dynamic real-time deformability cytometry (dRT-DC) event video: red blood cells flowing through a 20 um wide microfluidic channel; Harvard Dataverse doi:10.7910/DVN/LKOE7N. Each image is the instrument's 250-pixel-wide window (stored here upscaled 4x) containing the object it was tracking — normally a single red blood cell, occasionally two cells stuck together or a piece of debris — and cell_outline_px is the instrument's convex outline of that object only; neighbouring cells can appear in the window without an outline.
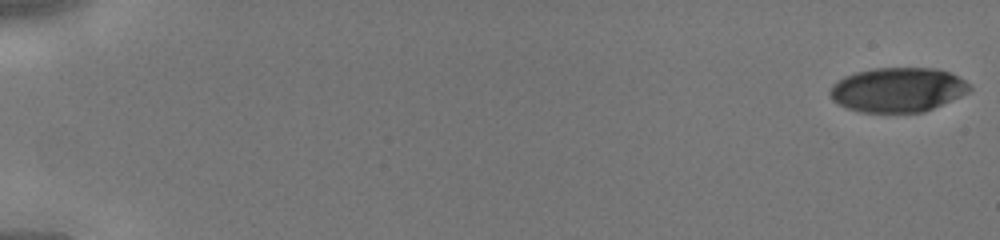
{"species": "human", "species_latin": "Homo sapiens", "temperature_condition": "cold", "stored_images_in_passage": 31, "camera_frame_rate_fps": 3000, "um_per_image_px": 0.085, "donor": {"sex": "male"}, "frame": {"image": 1, "passage_image": 1, "time_ms": 0.0, "image_size_px": [1000, 240], "cell_outline_px": [[972, 88], [968, 92], [960, 96], [924, 112], [860, 112], [848, 108], [832, 100], [828, 92], [832, 84], [836, 80], [844, 76], [856, 72], [876, 68], [936, 68], [948, 72], [964, 80]], "centroid_in_image_um": [76.27, 7.63], "position_along_channel_um": 8.7, "area_um2": 36.07}}
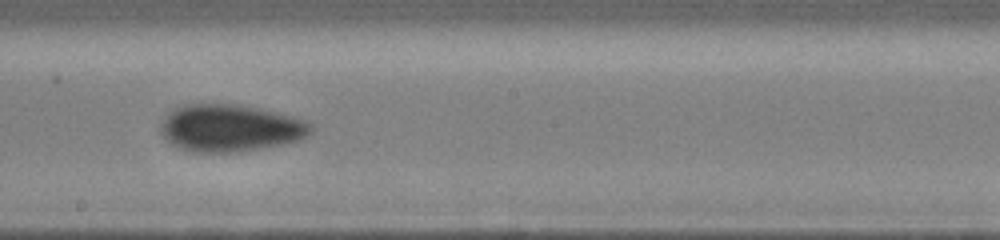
{"frame": {"image": 2, "passage_image": 16, "time_ms": 5.0, "image_size_px": [1000, 240], "cell_outline_px": [[312, 132], [308, 136], [300, 140], [264, 148], [240, 152], [188, 152], [172, 144], [160, 132], [160, 124], [168, 112], [172, 108], [188, 104], [240, 104], [260, 108], [292, 116], [304, 120], [312, 124]], "centroid_in_image_um": [19.57, 10.88], "position_along_channel_um": 228.6, "area_um2": 41.67}}
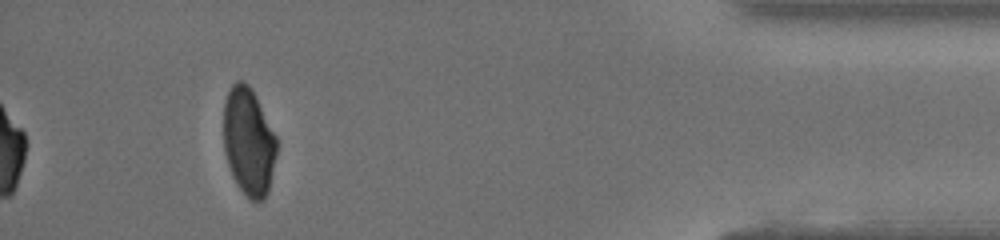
{"frame": {"image": 3, "passage_image": 31, "time_ms": 10.0, "image_size_px": [1000, 240], "cell_outline_px": [[276, 156], [268, 192], [264, 200], [252, 200], [240, 188], [232, 176], [224, 152], [224, 100], [232, 84], [236, 80], [244, 80], [252, 88], [276, 136]], "centroid_in_image_um": [21.13, 12.0], "position_along_channel_um": 414.1, "area_um2": 33.29}}